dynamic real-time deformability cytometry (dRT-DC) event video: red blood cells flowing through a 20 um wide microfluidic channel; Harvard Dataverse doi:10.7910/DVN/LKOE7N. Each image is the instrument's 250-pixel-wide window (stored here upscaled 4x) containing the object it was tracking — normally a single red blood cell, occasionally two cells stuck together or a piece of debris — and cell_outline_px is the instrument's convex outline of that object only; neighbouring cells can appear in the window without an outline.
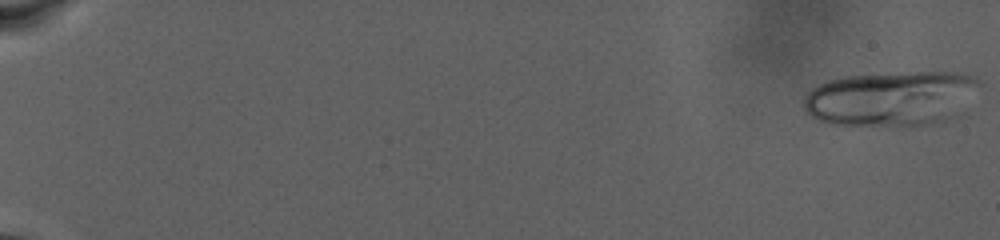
{"species": "human", "species_latin": "Homo sapiens", "temperature_condition": "warm", "stored_images_in_passage": 85, "camera_frame_rate_fps": 3000, "um_per_image_px": 0.085, "donor": {"sex": "male"}, "frame": {"image": 1, "passage_image": 1, "time_ms": 0.0, "image_size_px": [1000, 240], "cell_outline_px": [[980, 84], [944, 120], [928, 124], [908, 128], [900, 128], [832, 124], [820, 120], [804, 112], [804, 96], [812, 88], [828, 80], [844, 76], [916, 72], [956, 72], [976, 76], [980, 80]], "centroid_in_image_um": [75.62, 8.39], "position_along_channel_um": 9.4, "area_um2": 55.83}}
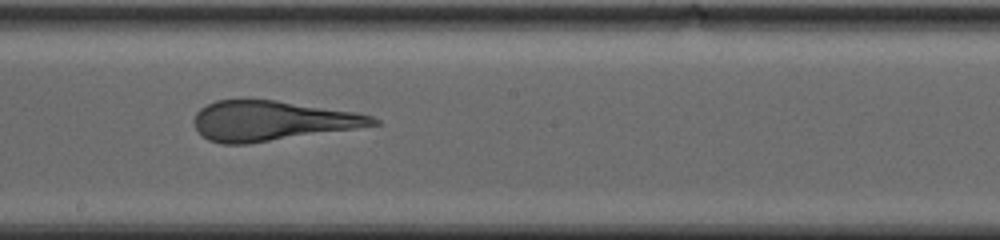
{"frame": {"image": 2, "passage_image": 52, "time_ms": 17.0, "image_size_px": [1000, 240], "cell_outline_px": [[380, 124], [356, 128], [248, 144], [220, 144], [208, 140], [196, 128], [196, 112], [200, 108], [216, 100], [276, 100], [356, 112], [372, 116], [380, 120]], "centroid_in_image_um": [23.13, 10.27], "position_along_channel_um": 225.1, "area_um2": 41.21}}
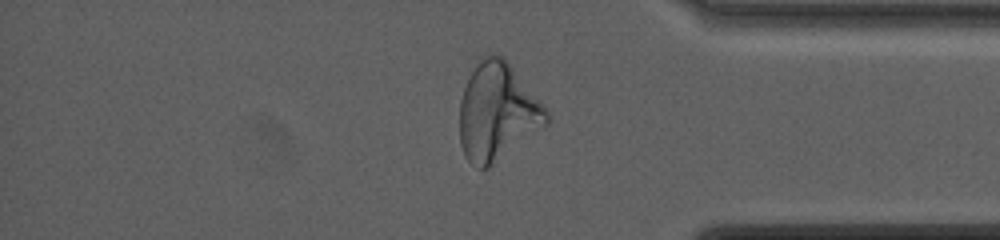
{"frame": {"image": 3, "passage_image": 73, "time_ms": 24.0, "image_size_px": [1000, 240], "cell_outline_px": [[548, 124], [488, 168], [476, 168], [464, 156], [460, 144], [460, 100], [464, 88], [480, 56], [492, 52], [504, 56], [548, 112]], "centroid_in_image_um": [42.25, 9.5], "position_along_channel_um": 393.0, "area_um2": 49.13}, "authors_computed_cell_mechanics": {"area_um2": 49.0144, "velocity_mm_per_s": 2.5487, "shape_relaxation_time_tau1_ms": 8.7072, "shape_relaxation_time_tau2_ms": 1.4883, "deformation_change_tau1": 0.2657, "deformation_change_tau2": 0.1173}}